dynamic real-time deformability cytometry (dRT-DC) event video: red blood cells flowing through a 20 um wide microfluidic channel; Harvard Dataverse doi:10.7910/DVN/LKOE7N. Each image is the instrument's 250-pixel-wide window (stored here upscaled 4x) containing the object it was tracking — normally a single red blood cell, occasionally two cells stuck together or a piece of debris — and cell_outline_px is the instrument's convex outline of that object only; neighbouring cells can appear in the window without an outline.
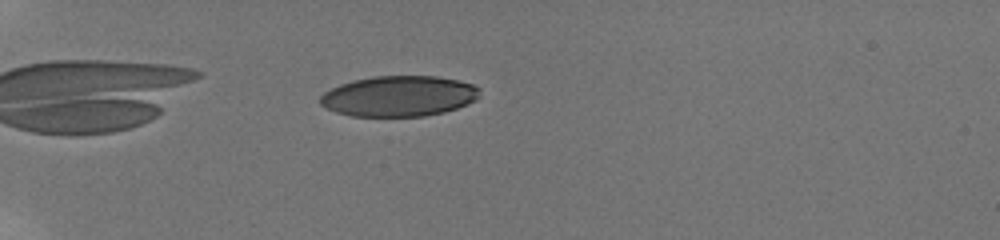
{"species": "human", "species_latin": "Homo sapiens", "temperature_condition": "room temperature", "stored_images_in_passage": 44, "camera_frame_rate_fps": 3000, "um_per_image_px": 0.085, "donor": {"sex": "male"}, "frame": {"image": 1, "passage_image": 6, "time_ms": 1.667, "image_size_px": [1000, 240], "cell_outline_px": [[480, 96], [476, 100], [468, 104], [444, 112], [424, 116], [352, 116], [336, 112], [320, 104], [320, 96], [324, 92], [340, 84], [352, 80], [372, 76], [436, 76], [460, 80], [472, 84], [480, 88]], "centroid_in_image_um": [33.93, 8.16], "position_along_channel_um": 51.1, "area_um2": 37.92}}
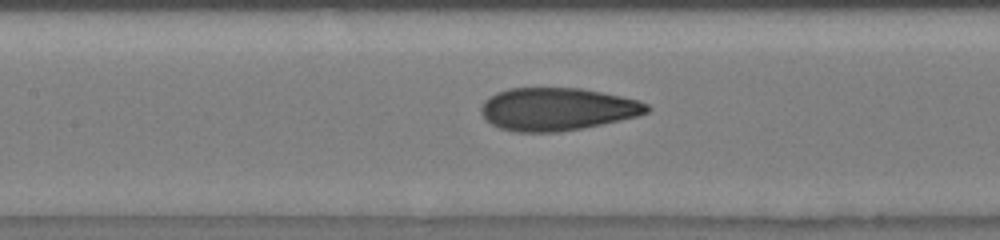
{"frame": {"image": 2, "passage_image": 18, "time_ms": 5.667, "image_size_px": [1000, 240], "cell_outline_px": [[652, 108], [648, 112], [636, 116], [620, 120], [584, 128], [560, 132], [516, 132], [500, 128], [484, 120], [480, 112], [480, 108], [484, 100], [488, 96], [496, 92], [508, 88], [580, 88], [640, 100], [648, 104]], "centroid_in_image_um": [47.33, 9.28], "position_along_channel_um": 160.1, "area_um2": 41.62}}
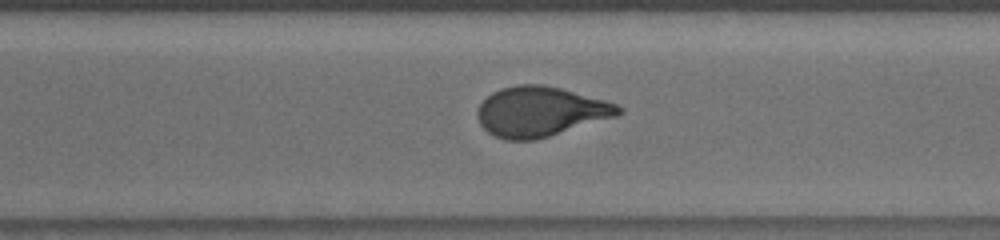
{"frame": {"image": 3, "passage_image": 31, "time_ms": 10.0, "image_size_px": [1000, 240], "cell_outline_px": [[624, 112], [616, 116], [536, 140], [504, 140], [488, 132], [480, 124], [476, 116], [476, 112], [480, 104], [492, 92], [500, 88], [520, 84], [544, 84], [560, 88], [604, 100], [616, 104], [624, 108]], "centroid_in_image_um": [45.91, 9.48], "position_along_channel_um": 324.7, "area_um2": 40.92}, "authors_computed_cell_mechanics": {"area_um2": 40.7779, "velocity_mm_per_s": 3.8157, "shape_relaxation_time_tau1_ms": 5.6562, "shape_relaxation_time_tau2_ms": 0.8612, "deformation_change_tau1": 0.2023, "deformation_change_tau2": 0.063}}